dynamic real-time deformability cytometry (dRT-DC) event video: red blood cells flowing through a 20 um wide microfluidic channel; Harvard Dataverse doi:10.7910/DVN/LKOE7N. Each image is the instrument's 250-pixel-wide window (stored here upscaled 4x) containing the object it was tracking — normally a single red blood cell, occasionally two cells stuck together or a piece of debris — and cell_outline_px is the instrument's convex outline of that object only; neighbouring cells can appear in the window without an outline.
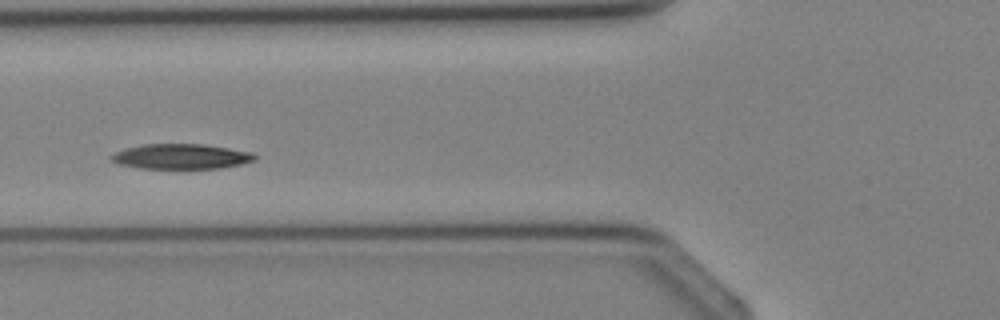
{"species": "Egyptian fruit bat (a non-hibernating species)", "species_latin": "Rousettus aegyptiacus", "temperature_condition": "cold", "stored_images_in_passage": 3, "camera_frame_rate_fps": 3000, "um_per_image_px": 0.085, "animal": {"sex": "female"}, "frame": {"image": 1, "passage_image": 3, "time_ms": 2.333, "image_size_px": [1000, 320], "cell_outline_px": [[256, 160], [240, 164], [220, 168], [140, 168], [116, 164], [108, 156], [124, 148], [140, 144], [200, 144], [252, 152], [256, 156]], "centroid_in_image_um": [15.33, 13.3], "position_along_channel_um": 110.5, "area_um2": 20.92}}